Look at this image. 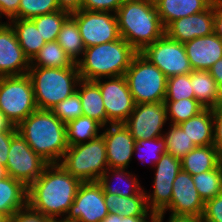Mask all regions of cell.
Segmentation results:
<instances>
[{
  "instance_id": "obj_54",
  "label": "cell",
  "mask_w": 222,
  "mask_h": 222,
  "mask_svg": "<svg viewBox=\"0 0 222 222\" xmlns=\"http://www.w3.org/2000/svg\"><path fill=\"white\" fill-rule=\"evenodd\" d=\"M8 176L7 169L4 165L0 164V180Z\"/></svg>"
},
{
  "instance_id": "obj_27",
  "label": "cell",
  "mask_w": 222,
  "mask_h": 222,
  "mask_svg": "<svg viewBox=\"0 0 222 222\" xmlns=\"http://www.w3.org/2000/svg\"><path fill=\"white\" fill-rule=\"evenodd\" d=\"M27 187L10 176L0 180V214L11 217L27 205Z\"/></svg>"
},
{
  "instance_id": "obj_6",
  "label": "cell",
  "mask_w": 222,
  "mask_h": 222,
  "mask_svg": "<svg viewBox=\"0 0 222 222\" xmlns=\"http://www.w3.org/2000/svg\"><path fill=\"white\" fill-rule=\"evenodd\" d=\"M59 164L81 182L98 181L108 169L105 139L68 146Z\"/></svg>"
},
{
  "instance_id": "obj_3",
  "label": "cell",
  "mask_w": 222,
  "mask_h": 222,
  "mask_svg": "<svg viewBox=\"0 0 222 222\" xmlns=\"http://www.w3.org/2000/svg\"><path fill=\"white\" fill-rule=\"evenodd\" d=\"M115 14L120 37L137 52L165 34L154 0H125Z\"/></svg>"
},
{
  "instance_id": "obj_29",
  "label": "cell",
  "mask_w": 222,
  "mask_h": 222,
  "mask_svg": "<svg viewBox=\"0 0 222 222\" xmlns=\"http://www.w3.org/2000/svg\"><path fill=\"white\" fill-rule=\"evenodd\" d=\"M8 23L14 29L25 56L31 61L46 43L35 23L31 19H10Z\"/></svg>"
},
{
  "instance_id": "obj_1",
  "label": "cell",
  "mask_w": 222,
  "mask_h": 222,
  "mask_svg": "<svg viewBox=\"0 0 222 222\" xmlns=\"http://www.w3.org/2000/svg\"><path fill=\"white\" fill-rule=\"evenodd\" d=\"M81 183L60 164H48L42 174L28 187L27 204L53 221H62Z\"/></svg>"
},
{
  "instance_id": "obj_47",
  "label": "cell",
  "mask_w": 222,
  "mask_h": 222,
  "mask_svg": "<svg viewBox=\"0 0 222 222\" xmlns=\"http://www.w3.org/2000/svg\"><path fill=\"white\" fill-rule=\"evenodd\" d=\"M213 33L222 40V0L214 2Z\"/></svg>"
},
{
  "instance_id": "obj_15",
  "label": "cell",
  "mask_w": 222,
  "mask_h": 222,
  "mask_svg": "<svg viewBox=\"0 0 222 222\" xmlns=\"http://www.w3.org/2000/svg\"><path fill=\"white\" fill-rule=\"evenodd\" d=\"M167 121V109L164 102L141 103L135 105L124 125L137 141L163 137V127Z\"/></svg>"
},
{
  "instance_id": "obj_18",
  "label": "cell",
  "mask_w": 222,
  "mask_h": 222,
  "mask_svg": "<svg viewBox=\"0 0 222 222\" xmlns=\"http://www.w3.org/2000/svg\"><path fill=\"white\" fill-rule=\"evenodd\" d=\"M172 185L171 203L166 212L202 217L205 202L195 188L192 176L181 169Z\"/></svg>"
},
{
  "instance_id": "obj_2",
  "label": "cell",
  "mask_w": 222,
  "mask_h": 222,
  "mask_svg": "<svg viewBox=\"0 0 222 222\" xmlns=\"http://www.w3.org/2000/svg\"><path fill=\"white\" fill-rule=\"evenodd\" d=\"M17 130L48 164H59L69 146L66 124L51 110H35L17 126Z\"/></svg>"
},
{
  "instance_id": "obj_22",
  "label": "cell",
  "mask_w": 222,
  "mask_h": 222,
  "mask_svg": "<svg viewBox=\"0 0 222 222\" xmlns=\"http://www.w3.org/2000/svg\"><path fill=\"white\" fill-rule=\"evenodd\" d=\"M104 198L109 213L123 217H155L148 208L145 189L129 197L104 192Z\"/></svg>"
},
{
  "instance_id": "obj_51",
  "label": "cell",
  "mask_w": 222,
  "mask_h": 222,
  "mask_svg": "<svg viewBox=\"0 0 222 222\" xmlns=\"http://www.w3.org/2000/svg\"><path fill=\"white\" fill-rule=\"evenodd\" d=\"M0 132H18L17 127L13 126L1 111H0Z\"/></svg>"
},
{
  "instance_id": "obj_23",
  "label": "cell",
  "mask_w": 222,
  "mask_h": 222,
  "mask_svg": "<svg viewBox=\"0 0 222 222\" xmlns=\"http://www.w3.org/2000/svg\"><path fill=\"white\" fill-rule=\"evenodd\" d=\"M113 178H116L118 183L114 181L115 184H113ZM138 180L135 173L132 174L126 169L108 168L98 182L101 184L103 192L129 197L139 194L144 189Z\"/></svg>"
},
{
  "instance_id": "obj_5",
  "label": "cell",
  "mask_w": 222,
  "mask_h": 222,
  "mask_svg": "<svg viewBox=\"0 0 222 222\" xmlns=\"http://www.w3.org/2000/svg\"><path fill=\"white\" fill-rule=\"evenodd\" d=\"M31 79L38 109L51 110L76 92L81 77L77 67H30Z\"/></svg>"
},
{
  "instance_id": "obj_32",
  "label": "cell",
  "mask_w": 222,
  "mask_h": 222,
  "mask_svg": "<svg viewBox=\"0 0 222 222\" xmlns=\"http://www.w3.org/2000/svg\"><path fill=\"white\" fill-rule=\"evenodd\" d=\"M102 128L95 119L80 116L66 124L68 145L74 146L93 140L101 135Z\"/></svg>"
},
{
  "instance_id": "obj_11",
  "label": "cell",
  "mask_w": 222,
  "mask_h": 222,
  "mask_svg": "<svg viewBox=\"0 0 222 222\" xmlns=\"http://www.w3.org/2000/svg\"><path fill=\"white\" fill-rule=\"evenodd\" d=\"M47 165L48 163L31 149L19 132L12 137L5 166L8 176L21 181L28 188Z\"/></svg>"
},
{
  "instance_id": "obj_7",
  "label": "cell",
  "mask_w": 222,
  "mask_h": 222,
  "mask_svg": "<svg viewBox=\"0 0 222 222\" xmlns=\"http://www.w3.org/2000/svg\"><path fill=\"white\" fill-rule=\"evenodd\" d=\"M124 76L136 104L164 102L167 77L140 52Z\"/></svg>"
},
{
  "instance_id": "obj_21",
  "label": "cell",
  "mask_w": 222,
  "mask_h": 222,
  "mask_svg": "<svg viewBox=\"0 0 222 222\" xmlns=\"http://www.w3.org/2000/svg\"><path fill=\"white\" fill-rule=\"evenodd\" d=\"M216 0H154L166 28L171 22L207 10Z\"/></svg>"
},
{
  "instance_id": "obj_48",
  "label": "cell",
  "mask_w": 222,
  "mask_h": 222,
  "mask_svg": "<svg viewBox=\"0 0 222 222\" xmlns=\"http://www.w3.org/2000/svg\"><path fill=\"white\" fill-rule=\"evenodd\" d=\"M57 2L60 10L72 14L82 9L83 0H57Z\"/></svg>"
},
{
  "instance_id": "obj_19",
  "label": "cell",
  "mask_w": 222,
  "mask_h": 222,
  "mask_svg": "<svg viewBox=\"0 0 222 222\" xmlns=\"http://www.w3.org/2000/svg\"><path fill=\"white\" fill-rule=\"evenodd\" d=\"M214 3L205 11L185 16L171 22L165 28V34L180 43L191 41L213 33Z\"/></svg>"
},
{
  "instance_id": "obj_12",
  "label": "cell",
  "mask_w": 222,
  "mask_h": 222,
  "mask_svg": "<svg viewBox=\"0 0 222 222\" xmlns=\"http://www.w3.org/2000/svg\"><path fill=\"white\" fill-rule=\"evenodd\" d=\"M76 20L86 48L118 40L120 33L115 13L80 10L71 14Z\"/></svg>"
},
{
  "instance_id": "obj_17",
  "label": "cell",
  "mask_w": 222,
  "mask_h": 222,
  "mask_svg": "<svg viewBox=\"0 0 222 222\" xmlns=\"http://www.w3.org/2000/svg\"><path fill=\"white\" fill-rule=\"evenodd\" d=\"M30 61L18 43L14 29L0 21V77L28 73Z\"/></svg>"
},
{
  "instance_id": "obj_8",
  "label": "cell",
  "mask_w": 222,
  "mask_h": 222,
  "mask_svg": "<svg viewBox=\"0 0 222 222\" xmlns=\"http://www.w3.org/2000/svg\"><path fill=\"white\" fill-rule=\"evenodd\" d=\"M37 109L28 74L0 77V111L13 126L17 127Z\"/></svg>"
},
{
  "instance_id": "obj_43",
  "label": "cell",
  "mask_w": 222,
  "mask_h": 222,
  "mask_svg": "<svg viewBox=\"0 0 222 222\" xmlns=\"http://www.w3.org/2000/svg\"><path fill=\"white\" fill-rule=\"evenodd\" d=\"M53 220L42 213L33 210L28 204L15 212L9 222H52Z\"/></svg>"
},
{
  "instance_id": "obj_52",
  "label": "cell",
  "mask_w": 222,
  "mask_h": 222,
  "mask_svg": "<svg viewBox=\"0 0 222 222\" xmlns=\"http://www.w3.org/2000/svg\"><path fill=\"white\" fill-rule=\"evenodd\" d=\"M122 222H155V217H123Z\"/></svg>"
},
{
  "instance_id": "obj_44",
  "label": "cell",
  "mask_w": 222,
  "mask_h": 222,
  "mask_svg": "<svg viewBox=\"0 0 222 222\" xmlns=\"http://www.w3.org/2000/svg\"><path fill=\"white\" fill-rule=\"evenodd\" d=\"M211 110L214 121V147L222 156V102Z\"/></svg>"
},
{
  "instance_id": "obj_4",
  "label": "cell",
  "mask_w": 222,
  "mask_h": 222,
  "mask_svg": "<svg viewBox=\"0 0 222 222\" xmlns=\"http://www.w3.org/2000/svg\"><path fill=\"white\" fill-rule=\"evenodd\" d=\"M138 52L123 38L85 48L76 63L81 79L95 81L100 78L125 75Z\"/></svg>"
},
{
  "instance_id": "obj_50",
  "label": "cell",
  "mask_w": 222,
  "mask_h": 222,
  "mask_svg": "<svg viewBox=\"0 0 222 222\" xmlns=\"http://www.w3.org/2000/svg\"><path fill=\"white\" fill-rule=\"evenodd\" d=\"M168 222H203V221L202 218L198 216L170 214Z\"/></svg>"
},
{
  "instance_id": "obj_36",
  "label": "cell",
  "mask_w": 222,
  "mask_h": 222,
  "mask_svg": "<svg viewBox=\"0 0 222 222\" xmlns=\"http://www.w3.org/2000/svg\"><path fill=\"white\" fill-rule=\"evenodd\" d=\"M167 109V119L170 124L178 125L201 112L204 107L195 99L179 101H164Z\"/></svg>"
},
{
  "instance_id": "obj_31",
  "label": "cell",
  "mask_w": 222,
  "mask_h": 222,
  "mask_svg": "<svg viewBox=\"0 0 222 222\" xmlns=\"http://www.w3.org/2000/svg\"><path fill=\"white\" fill-rule=\"evenodd\" d=\"M30 67L67 68L77 67L57 41L45 43L30 61Z\"/></svg>"
},
{
  "instance_id": "obj_55",
  "label": "cell",
  "mask_w": 222,
  "mask_h": 222,
  "mask_svg": "<svg viewBox=\"0 0 222 222\" xmlns=\"http://www.w3.org/2000/svg\"><path fill=\"white\" fill-rule=\"evenodd\" d=\"M9 216L0 214V222H9Z\"/></svg>"
},
{
  "instance_id": "obj_39",
  "label": "cell",
  "mask_w": 222,
  "mask_h": 222,
  "mask_svg": "<svg viewBox=\"0 0 222 222\" xmlns=\"http://www.w3.org/2000/svg\"><path fill=\"white\" fill-rule=\"evenodd\" d=\"M58 10L57 0H20L18 19H32Z\"/></svg>"
},
{
  "instance_id": "obj_42",
  "label": "cell",
  "mask_w": 222,
  "mask_h": 222,
  "mask_svg": "<svg viewBox=\"0 0 222 222\" xmlns=\"http://www.w3.org/2000/svg\"><path fill=\"white\" fill-rule=\"evenodd\" d=\"M125 0H83L82 10L116 13Z\"/></svg>"
},
{
  "instance_id": "obj_46",
  "label": "cell",
  "mask_w": 222,
  "mask_h": 222,
  "mask_svg": "<svg viewBox=\"0 0 222 222\" xmlns=\"http://www.w3.org/2000/svg\"><path fill=\"white\" fill-rule=\"evenodd\" d=\"M16 133L0 132V164L4 166L7 165L11 139Z\"/></svg>"
},
{
  "instance_id": "obj_45",
  "label": "cell",
  "mask_w": 222,
  "mask_h": 222,
  "mask_svg": "<svg viewBox=\"0 0 222 222\" xmlns=\"http://www.w3.org/2000/svg\"><path fill=\"white\" fill-rule=\"evenodd\" d=\"M19 4L20 0H0V18L6 17L8 21L18 19Z\"/></svg>"
},
{
  "instance_id": "obj_14",
  "label": "cell",
  "mask_w": 222,
  "mask_h": 222,
  "mask_svg": "<svg viewBox=\"0 0 222 222\" xmlns=\"http://www.w3.org/2000/svg\"><path fill=\"white\" fill-rule=\"evenodd\" d=\"M97 79L102 94L108 124L124 123L135 108L134 98L129 90L125 76ZM106 79H108L106 81Z\"/></svg>"
},
{
  "instance_id": "obj_25",
  "label": "cell",
  "mask_w": 222,
  "mask_h": 222,
  "mask_svg": "<svg viewBox=\"0 0 222 222\" xmlns=\"http://www.w3.org/2000/svg\"><path fill=\"white\" fill-rule=\"evenodd\" d=\"M76 91L81 99L83 116L95 119L103 127L107 126V114L99 86L94 81L81 79Z\"/></svg>"
},
{
  "instance_id": "obj_20",
  "label": "cell",
  "mask_w": 222,
  "mask_h": 222,
  "mask_svg": "<svg viewBox=\"0 0 222 222\" xmlns=\"http://www.w3.org/2000/svg\"><path fill=\"white\" fill-rule=\"evenodd\" d=\"M193 70H209L222 58V40L214 33L184 43Z\"/></svg>"
},
{
  "instance_id": "obj_33",
  "label": "cell",
  "mask_w": 222,
  "mask_h": 222,
  "mask_svg": "<svg viewBox=\"0 0 222 222\" xmlns=\"http://www.w3.org/2000/svg\"><path fill=\"white\" fill-rule=\"evenodd\" d=\"M192 179L204 202L222 194V162L211 171L193 175Z\"/></svg>"
},
{
  "instance_id": "obj_10",
  "label": "cell",
  "mask_w": 222,
  "mask_h": 222,
  "mask_svg": "<svg viewBox=\"0 0 222 222\" xmlns=\"http://www.w3.org/2000/svg\"><path fill=\"white\" fill-rule=\"evenodd\" d=\"M140 53L156 65L167 78L186 75L193 71L184 43L173 40L166 34L153 44L147 45Z\"/></svg>"
},
{
  "instance_id": "obj_30",
  "label": "cell",
  "mask_w": 222,
  "mask_h": 222,
  "mask_svg": "<svg viewBox=\"0 0 222 222\" xmlns=\"http://www.w3.org/2000/svg\"><path fill=\"white\" fill-rule=\"evenodd\" d=\"M73 63H77L84 53L85 46L76 20L70 15L62 25L57 40Z\"/></svg>"
},
{
  "instance_id": "obj_13",
  "label": "cell",
  "mask_w": 222,
  "mask_h": 222,
  "mask_svg": "<svg viewBox=\"0 0 222 222\" xmlns=\"http://www.w3.org/2000/svg\"><path fill=\"white\" fill-rule=\"evenodd\" d=\"M108 214L101 184L82 182L62 222H101Z\"/></svg>"
},
{
  "instance_id": "obj_49",
  "label": "cell",
  "mask_w": 222,
  "mask_h": 222,
  "mask_svg": "<svg viewBox=\"0 0 222 222\" xmlns=\"http://www.w3.org/2000/svg\"><path fill=\"white\" fill-rule=\"evenodd\" d=\"M208 71L210 75L215 79L219 90L222 93V58L214 63Z\"/></svg>"
},
{
  "instance_id": "obj_41",
  "label": "cell",
  "mask_w": 222,
  "mask_h": 222,
  "mask_svg": "<svg viewBox=\"0 0 222 222\" xmlns=\"http://www.w3.org/2000/svg\"><path fill=\"white\" fill-rule=\"evenodd\" d=\"M203 222H222V194L205 201Z\"/></svg>"
},
{
  "instance_id": "obj_38",
  "label": "cell",
  "mask_w": 222,
  "mask_h": 222,
  "mask_svg": "<svg viewBox=\"0 0 222 222\" xmlns=\"http://www.w3.org/2000/svg\"><path fill=\"white\" fill-rule=\"evenodd\" d=\"M143 150L146 153H143ZM133 153L138 154V159L141 161V163L144 161L147 162V160L150 159L147 163H152V167H154L155 164L160 160V156L166 153L165 141L163 137L137 140L134 144Z\"/></svg>"
},
{
  "instance_id": "obj_53",
  "label": "cell",
  "mask_w": 222,
  "mask_h": 222,
  "mask_svg": "<svg viewBox=\"0 0 222 222\" xmlns=\"http://www.w3.org/2000/svg\"><path fill=\"white\" fill-rule=\"evenodd\" d=\"M101 222H122V216L109 213Z\"/></svg>"
},
{
  "instance_id": "obj_35",
  "label": "cell",
  "mask_w": 222,
  "mask_h": 222,
  "mask_svg": "<svg viewBox=\"0 0 222 222\" xmlns=\"http://www.w3.org/2000/svg\"><path fill=\"white\" fill-rule=\"evenodd\" d=\"M71 14L58 10L52 13L33 17L31 20L44 38L45 42L56 41L63 23Z\"/></svg>"
},
{
  "instance_id": "obj_16",
  "label": "cell",
  "mask_w": 222,
  "mask_h": 222,
  "mask_svg": "<svg viewBox=\"0 0 222 222\" xmlns=\"http://www.w3.org/2000/svg\"><path fill=\"white\" fill-rule=\"evenodd\" d=\"M105 139L108 168L127 169L134 155L135 139L124 123L109 124L102 128Z\"/></svg>"
},
{
  "instance_id": "obj_34",
  "label": "cell",
  "mask_w": 222,
  "mask_h": 222,
  "mask_svg": "<svg viewBox=\"0 0 222 222\" xmlns=\"http://www.w3.org/2000/svg\"><path fill=\"white\" fill-rule=\"evenodd\" d=\"M169 130L163 133L165 141L166 153L171 154L175 158L183 159L196 145L186 135L179 125L169 123Z\"/></svg>"
},
{
  "instance_id": "obj_37",
  "label": "cell",
  "mask_w": 222,
  "mask_h": 222,
  "mask_svg": "<svg viewBox=\"0 0 222 222\" xmlns=\"http://www.w3.org/2000/svg\"><path fill=\"white\" fill-rule=\"evenodd\" d=\"M185 98L195 99L191 85V73L168 77L164 101H179Z\"/></svg>"
},
{
  "instance_id": "obj_28",
  "label": "cell",
  "mask_w": 222,
  "mask_h": 222,
  "mask_svg": "<svg viewBox=\"0 0 222 222\" xmlns=\"http://www.w3.org/2000/svg\"><path fill=\"white\" fill-rule=\"evenodd\" d=\"M191 85L197 100L204 108H214L222 102V93L208 70H193Z\"/></svg>"
},
{
  "instance_id": "obj_9",
  "label": "cell",
  "mask_w": 222,
  "mask_h": 222,
  "mask_svg": "<svg viewBox=\"0 0 222 222\" xmlns=\"http://www.w3.org/2000/svg\"><path fill=\"white\" fill-rule=\"evenodd\" d=\"M154 169L153 192L145 191V196L149 210L155 214V222H164L166 209L171 203L173 181L182 169L181 160L164 153Z\"/></svg>"
},
{
  "instance_id": "obj_26",
  "label": "cell",
  "mask_w": 222,
  "mask_h": 222,
  "mask_svg": "<svg viewBox=\"0 0 222 222\" xmlns=\"http://www.w3.org/2000/svg\"><path fill=\"white\" fill-rule=\"evenodd\" d=\"M222 162V156L214 145L196 146L183 159L182 170L191 176L215 169Z\"/></svg>"
},
{
  "instance_id": "obj_24",
  "label": "cell",
  "mask_w": 222,
  "mask_h": 222,
  "mask_svg": "<svg viewBox=\"0 0 222 222\" xmlns=\"http://www.w3.org/2000/svg\"><path fill=\"white\" fill-rule=\"evenodd\" d=\"M196 146L214 145V121L211 108L178 124Z\"/></svg>"
},
{
  "instance_id": "obj_40",
  "label": "cell",
  "mask_w": 222,
  "mask_h": 222,
  "mask_svg": "<svg viewBox=\"0 0 222 222\" xmlns=\"http://www.w3.org/2000/svg\"><path fill=\"white\" fill-rule=\"evenodd\" d=\"M64 124L83 116L82 103L78 92L76 91L51 109Z\"/></svg>"
}]
</instances>
